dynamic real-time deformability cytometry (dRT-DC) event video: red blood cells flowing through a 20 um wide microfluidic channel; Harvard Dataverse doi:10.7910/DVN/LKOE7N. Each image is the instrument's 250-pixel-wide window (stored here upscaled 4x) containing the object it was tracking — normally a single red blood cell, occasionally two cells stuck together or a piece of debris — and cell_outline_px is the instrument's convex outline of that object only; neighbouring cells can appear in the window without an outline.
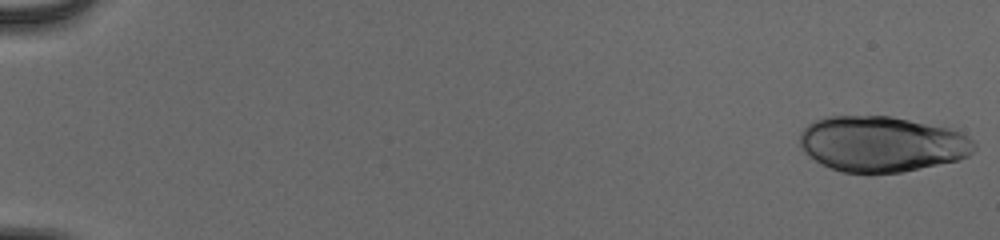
{"species": "human", "species_latin": "Homo sapiens", "temperature_condition": "cold", "stored_images_in_passage": 53, "camera_frame_rate_fps": 3000, "um_per_image_px": 0.085, "donor": {"sex": "male"}, "frame": {"image": 1, "passage_image": 1, "time_ms": 0.0, "image_size_px": [1000, 240], "cell_outline_px": [[976, 148], [968, 156], [960, 160], [900, 172], [872, 176], [868, 176], [844, 172], [832, 168], [808, 156], [800, 148], [800, 132], [808, 124], [824, 116], [892, 116], [948, 128], [960, 132], [976, 140]], "centroid_in_image_um": [74.95, 12.26], "position_along_channel_um": 10.0, "area_um2": 57.34}}
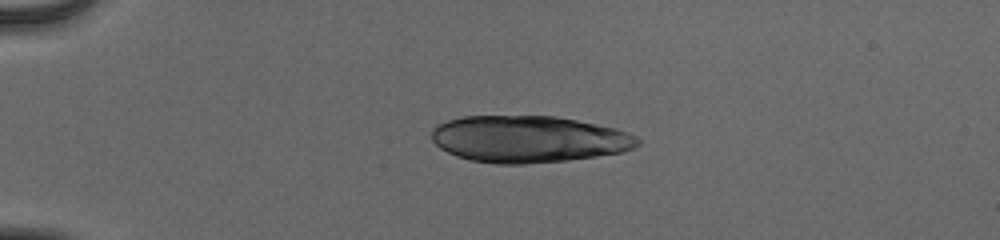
{"frame": {"image": 2, "passage_image": 14, "time_ms": 4.333, "image_size_px": [1000, 240], "cell_outline_px": [[640, 144], [632, 148], [620, 152], [596, 156], [568, 160], [524, 164], [496, 164], [472, 160], [456, 156], [440, 148], [432, 140], [432, 128], [436, 124], [448, 120], [464, 116], [556, 116], [616, 128], [628, 132], [636, 136], [640, 140]], "centroid_in_image_um": [44.91, 11.82], "position_along_channel_um": 40.1, "area_um2": 56.18}}
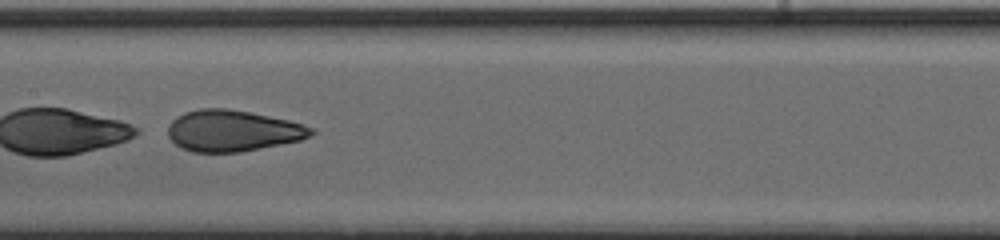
{"frame": {"image": 3, "passage_image": 30, "time_ms": 9.667, "image_size_px": [1000, 240], "cell_outline_px": [[316, 132], [300, 140], [240, 152], [192, 152], [180, 148], [168, 136], [168, 124], [176, 116], [184, 112], [200, 108], [228, 108], [288, 120], [304, 124], [312, 128]], "centroid_in_image_um": [19.73, 11.11], "position_along_channel_um": 187.7, "area_um2": 34.39}}